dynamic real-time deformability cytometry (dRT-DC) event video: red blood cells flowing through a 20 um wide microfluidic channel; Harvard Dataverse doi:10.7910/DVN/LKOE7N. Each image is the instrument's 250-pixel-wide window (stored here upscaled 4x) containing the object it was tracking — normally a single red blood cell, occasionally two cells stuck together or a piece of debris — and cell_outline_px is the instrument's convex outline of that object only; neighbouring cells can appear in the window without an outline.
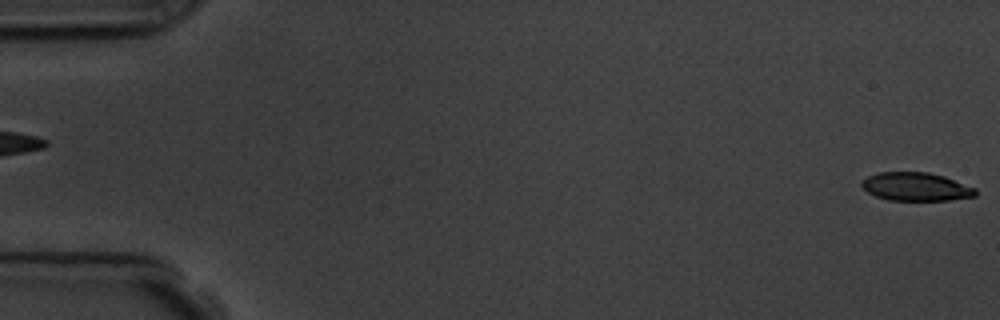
{"species": "common noctule bat (a hibernating species)", "species_latin": "Nyctalus noctula", "temperature_condition": "room temperature", "stored_images_in_passage": 6, "camera_frame_rate_fps": 3000, "um_per_image_px": 0.085, "animal": {"sex": "male", "body_mass_g": 19.5, "forearm_length_mm": 54.6}, "frame": {"image": 1, "passage_image": 6, "time_ms": 5.667, "image_size_px": [1000, 320], "cell_outline_px": [[976, 196], [948, 200], [888, 200], [876, 196], [868, 192], [860, 184], [868, 176], [880, 172], [928, 172], [944, 176], [976, 188]], "centroid_in_image_um": [77.87, 15.87], "position_along_channel_um": 7.1, "area_um2": 18.67}}